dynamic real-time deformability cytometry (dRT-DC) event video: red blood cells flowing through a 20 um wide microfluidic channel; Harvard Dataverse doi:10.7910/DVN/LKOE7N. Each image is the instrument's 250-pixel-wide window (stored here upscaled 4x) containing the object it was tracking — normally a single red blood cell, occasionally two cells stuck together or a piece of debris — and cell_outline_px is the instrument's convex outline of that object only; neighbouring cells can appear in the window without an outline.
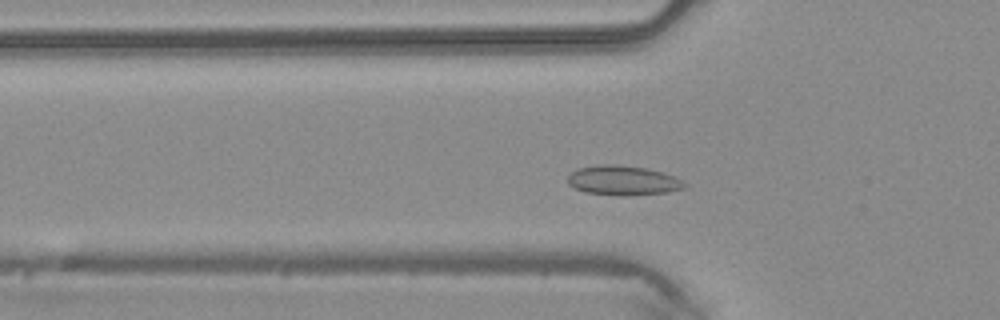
{"species": "common noctule bat (a hibernating species)", "species_latin": "Nyctalus noctula", "temperature_condition": "warm", "stored_images_in_passage": 38, "camera_frame_rate_fps": 3000, "um_per_image_px": 0.085, "animal": {"sex": "male", "body_mass_g": 20.4}, "frame": {"image": 1, "passage_image": 7, "time_ms": 2.0, "image_size_px": [1000, 320], "cell_outline_px": [[688, 188], [668, 192], [624, 196], [620, 196], [584, 192], [568, 184], [568, 176], [576, 168], [600, 164], [616, 164], [648, 168], [672, 176], [688, 184]], "centroid_in_image_um": [52.95, 15.34], "position_along_channel_um": 72.8, "area_um2": 20.29}}
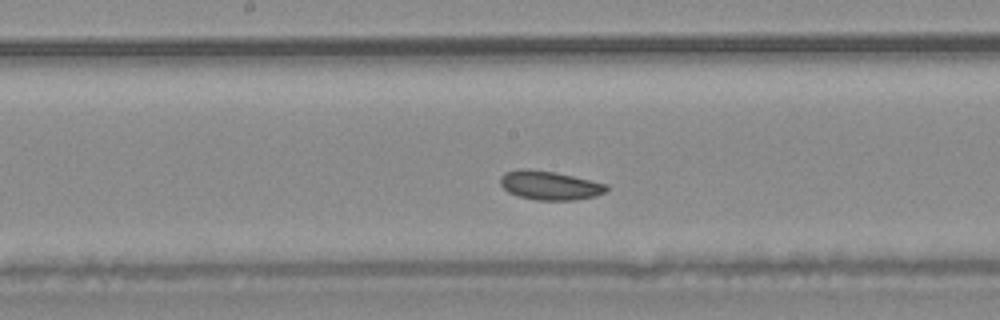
{"frame": {"image": 2, "passage_image": 16, "time_ms": 5.0, "image_size_px": [1000, 320], "cell_outline_px": [[608, 188], [604, 192], [596, 196], [572, 200], [536, 200], [516, 196], [508, 192], [500, 184], [500, 176], [504, 172], [520, 168], [528, 168], [556, 172], [608, 184]], "centroid_in_image_um": [46.68, 15.75], "position_along_channel_um": 201.5, "area_um2": 18.09}}
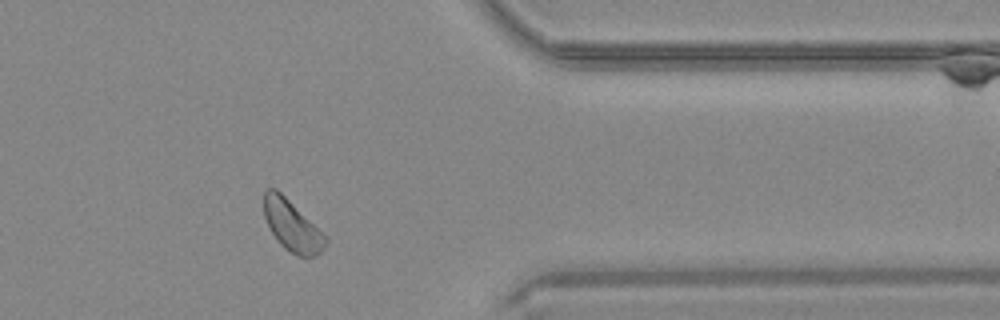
{"frame": {"image": 3, "passage_image": 30, "time_ms": 9.667, "image_size_px": [1000, 320], "cell_outline_px": [[328, 240], [324, 248], [316, 256], [300, 256], [284, 248], [276, 240], [264, 216], [264, 192], [268, 188], [276, 188], [328, 236]], "centroid_in_image_um": [24.85, 19.18], "position_along_channel_um": 386.6, "area_um2": 18.21}}